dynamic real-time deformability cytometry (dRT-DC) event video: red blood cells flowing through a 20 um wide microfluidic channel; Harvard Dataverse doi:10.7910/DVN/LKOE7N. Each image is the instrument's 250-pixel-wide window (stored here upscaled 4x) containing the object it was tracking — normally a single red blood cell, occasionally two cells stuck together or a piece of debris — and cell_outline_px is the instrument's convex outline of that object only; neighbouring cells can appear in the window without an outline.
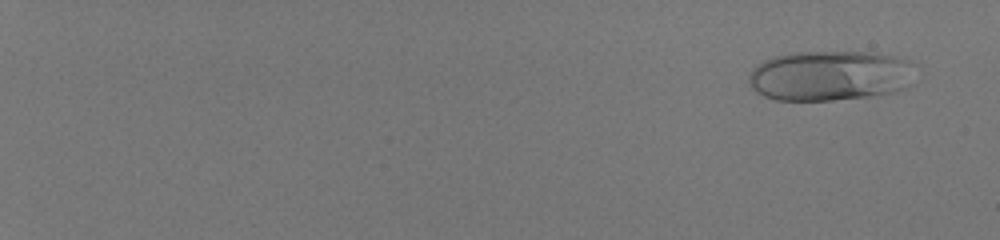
{"species": "human", "species_latin": "Homo sapiens", "temperature_condition": "room temperature", "stored_images_in_passage": 57, "camera_frame_rate_fps": 3000, "um_per_image_px": 0.085, "donor": {"sex": "male"}, "frame": {"image": 1, "passage_image": 4, "time_ms": 1.0, "image_size_px": [1000, 240], "cell_outline_px": [[908, 88], [896, 92], [868, 96], [832, 100], [776, 100], [764, 96], [756, 92], [748, 84], [748, 76], [752, 68], [764, 60], [772, 56], [792, 52], [868, 52], [896, 56], [908, 60]], "centroid_in_image_um": [70.44, 6.43], "position_along_channel_um": 14.6, "area_um2": 48.49}}
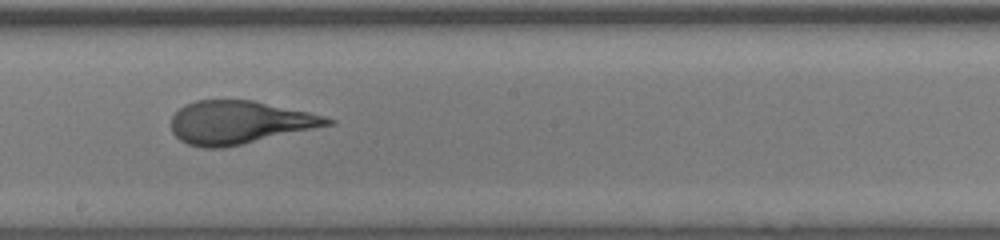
{"frame": {"image": 2, "passage_image": 38, "time_ms": 12.333, "image_size_px": [1000, 240], "cell_outline_px": [[336, 124], [224, 148], [204, 148], [188, 144], [180, 140], [172, 132], [172, 116], [184, 104], [196, 100], [252, 100], [308, 112], [324, 116], [336, 120]], "centroid_in_image_um": [20.36, 10.41], "position_along_channel_um": 227.8, "area_um2": 39.25}}
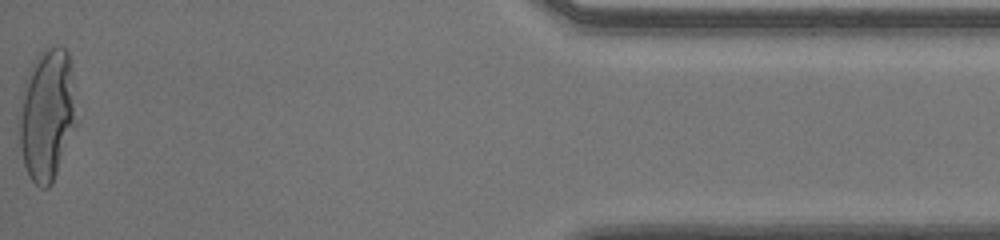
{"frame": {"image": 3, "passage_image": 57, "time_ms": 18.667, "image_size_px": [1000, 240], "cell_outline_px": [[76, 124], [52, 184], [48, 188], [40, 188], [32, 180], [24, 164], [20, 148], [16, 116], [32, 64], [36, 56], [44, 48], [56, 44], [60, 44], [68, 52], [76, 120]], "centroid_in_image_um": [3.96, 9.76], "position_along_channel_um": 431.2, "area_um2": 43.7}, "authors_computed_cell_mechanics": {"area_um2": 40.8068, "velocity_mm_per_s": 4.0691, "shape_relaxation_time_tau1_ms": 5.1401, "shape_relaxation_time_tau2_ms": null, "deformation_change_tau1": 0.2497, "deformation_change_tau2": null}}